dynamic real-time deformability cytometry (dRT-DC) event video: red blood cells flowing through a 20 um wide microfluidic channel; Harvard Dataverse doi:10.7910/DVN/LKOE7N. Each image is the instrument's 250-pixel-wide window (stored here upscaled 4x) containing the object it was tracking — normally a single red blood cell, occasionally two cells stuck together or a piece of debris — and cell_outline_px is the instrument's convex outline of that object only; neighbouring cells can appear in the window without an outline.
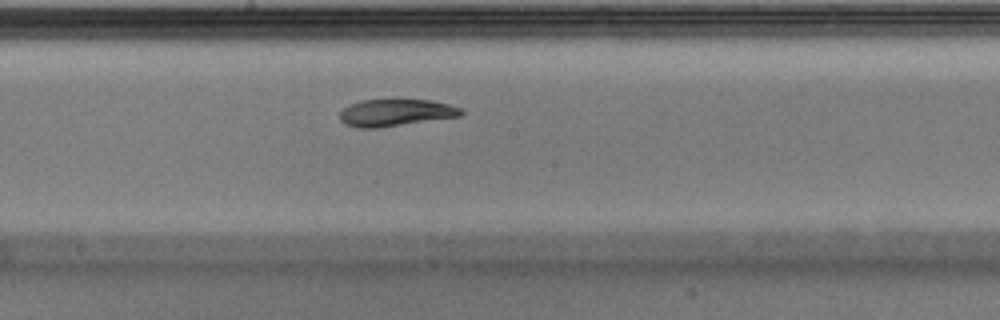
{"species": "Egyptian fruit bat (a non-hibernating species)", "species_latin": "Rousettus aegyptiacus", "temperature_condition": "warm", "stored_images_in_passage": 29, "camera_frame_rate_fps": 3000, "um_per_image_px": 0.085, "animal": {"sex": "male"}, "frame": {"image": 1, "passage_image": 13, "time_ms": 4.0, "image_size_px": [1000, 320], "cell_outline_px": [[464, 112], [460, 116], [376, 128], [356, 128], [344, 124], [340, 120], [340, 112], [348, 104], [360, 100], [392, 96], [400, 96], [432, 100], [448, 104], [460, 108]], "centroid_in_image_um": [33.58, 9.51], "position_along_channel_um": 214.6, "area_um2": 20.17}}